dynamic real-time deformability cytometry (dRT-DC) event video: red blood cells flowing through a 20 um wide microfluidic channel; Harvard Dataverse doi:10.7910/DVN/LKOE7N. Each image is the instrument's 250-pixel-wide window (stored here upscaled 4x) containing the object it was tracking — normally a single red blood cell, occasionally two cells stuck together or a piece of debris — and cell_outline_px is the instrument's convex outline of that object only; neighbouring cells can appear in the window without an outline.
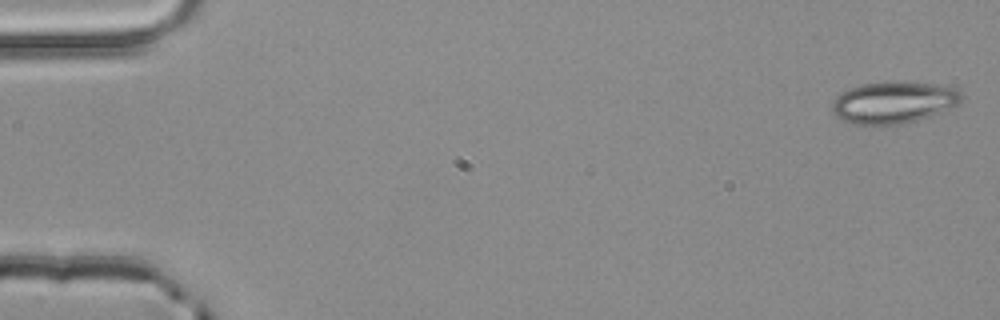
{"species": "common noctule bat (a hibernating species)", "species_latin": "Nyctalus noctula", "temperature_condition": "room temperature", "stored_images_in_passage": 3, "camera_frame_rate_fps": 3000, "um_per_image_px": 0.085, "animal": {"sex": "male", "body_mass_g": 20.4}, "frame": {"image": 1, "passage_image": 1, "time_ms": 0.0, "image_size_px": [1000, 320], "cell_outline_px": [[964, 96], [956, 104], [940, 112], [916, 120], [900, 124], [856, 124], [844, 120], [836, 116], [832, 112], [832, 100], [840, 92], [848, 88], [864, 84], [892, 80], [928, 84], [956, 88]], "centroid_in_image_um": [75.9, 8.68], "position_along_channel_um": 9.1, "area_um2": 31.27}}